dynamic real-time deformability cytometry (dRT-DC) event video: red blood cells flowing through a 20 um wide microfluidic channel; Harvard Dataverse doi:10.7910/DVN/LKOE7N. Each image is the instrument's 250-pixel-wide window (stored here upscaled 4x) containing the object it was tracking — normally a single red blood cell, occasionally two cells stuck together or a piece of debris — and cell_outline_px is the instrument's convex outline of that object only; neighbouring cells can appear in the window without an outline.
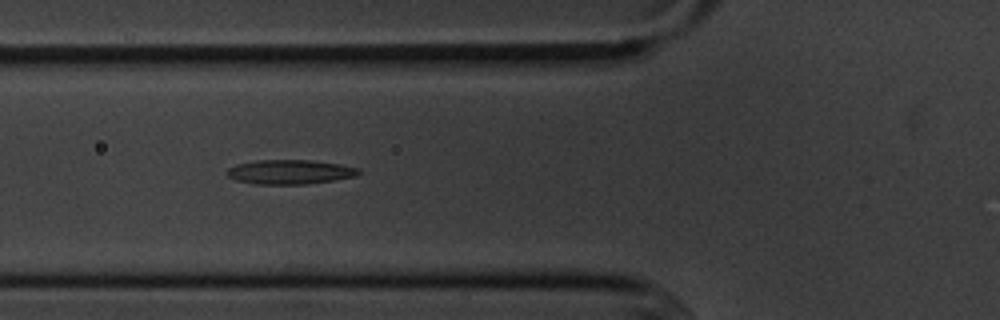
{"species": "common noctule bat (a hibernating species)", "species_latin": "Nyctalus noctula", "temperature_condition": "cold", "stored_images_in_passage": 10, "camera_frame_rate_fps": 3000, "um_per_image_px": 0.085, "animal": {"sex": "male", "body_mass_g": 20.1, "forearm_length_mm": 53.5}, "frame": {"image": 1, "passage_image": 5, "time_ms": 5.333, "image_size_px": [1000, 320], "cell_outline_px": [[360, 172], [356, 176], [308, 184], [256, 184], [236, 180], [228, 176], [224, 172], [228, 168], [236, 164], [256, 160], [312, 160], [340, 164], [360, 168]], "centroid_in_image_um": [24.62, 14.61], "position_along_channel_um": 101.2, "area_um2": 18.79}}
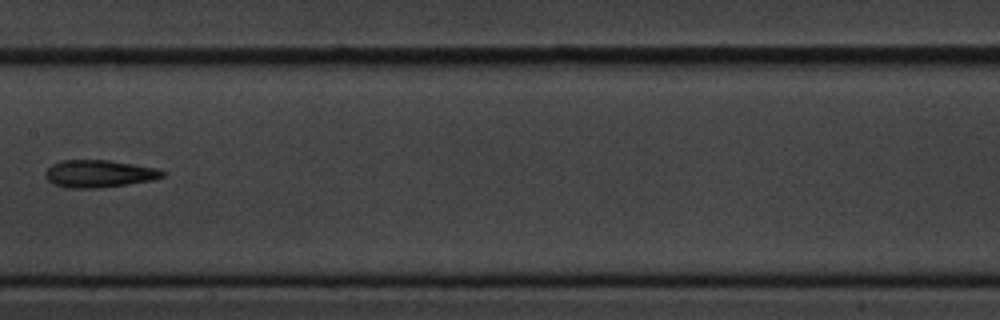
{"frame": {"image": 2, "passage_image": 7, "time_ms": 8.0, "image_size_px": [1000, 320], "cell_outline_px": [[168, 172], [164, 176], [152, 180], [128, 184], [100, 188], [68, 188], [52, 184], [44, 176], [44, 172], [52, 164], [60, 160], [108, 160], [160, 168]], "centroid_in_image_um": [8.43, 14.76], "position_along_channel_um": 199.0, "area_um2": 19.02}}
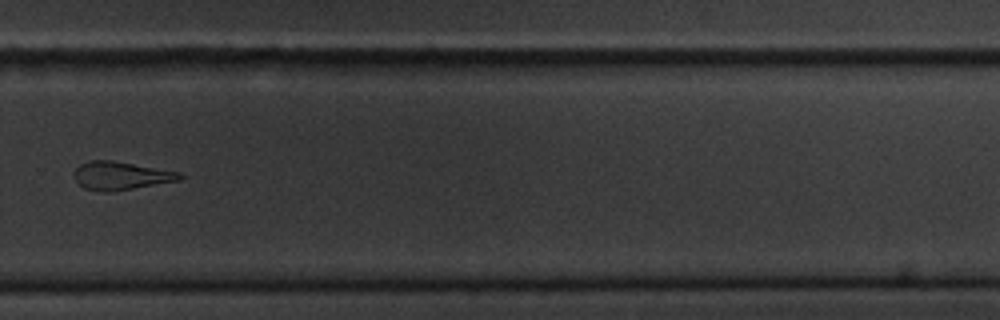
{"frame": {"image": 3, "passage_image": 10, "time_ms": 11.333, "image_size_px": [1000, 320], "cell_outline_px": [[184, 176], [180, 180], [112, 192], [100, 192], [84, 188], [76, 180], [72, 172], [80, 164], [92, 160], [112, 160], [180, 172]], "centroid_in_image_um": [10.25, 14.94], "position_along_channel_um": 319.5, "area_um2": 17.4}}